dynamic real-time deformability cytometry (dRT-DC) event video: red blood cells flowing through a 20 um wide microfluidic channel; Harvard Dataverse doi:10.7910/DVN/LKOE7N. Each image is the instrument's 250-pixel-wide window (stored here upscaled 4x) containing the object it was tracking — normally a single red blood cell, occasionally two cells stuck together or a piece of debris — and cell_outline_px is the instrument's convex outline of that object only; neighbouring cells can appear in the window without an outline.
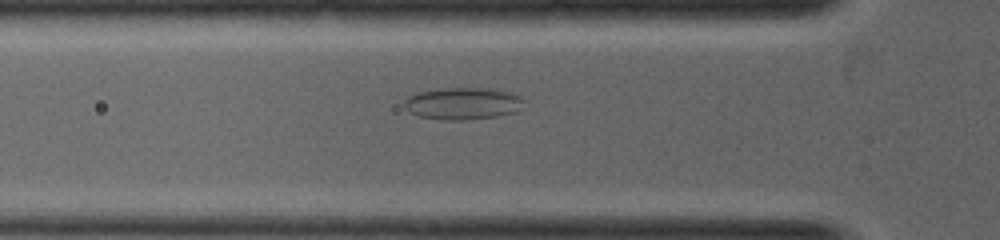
{"species": "common noctule bat (a hibernating species)", "species_latin": "Nyctalus noctula", "temperature_condition": "warm", "stored_images_in_passage": 15, "segment_of_instrument_passage": [1, 2], "camera_frame_rate_fps": 5000, "um_per_image_px": 0.085, "animal": {"sex": "female", "body_mass_g": 19.0, "forearm_length_mm": 53.3}, "frame": {"image": 1, "passage_image": 7, "time_ms": 1.2, "image_size_px": [1000, 240], "cell_outline_px": [[528, 100], [516, 112], [500, 116], [464, 120], [444, 120], [420, 116], [408, 112], [404, 108], [404, 100], [408, 96], [416, 92], [444, 88], [500, 88], [520, 92]], "centroid_in_image_um": [39.46, 8.77], "position_along_channel_um": 86.3, "area_um2": 23.29}}
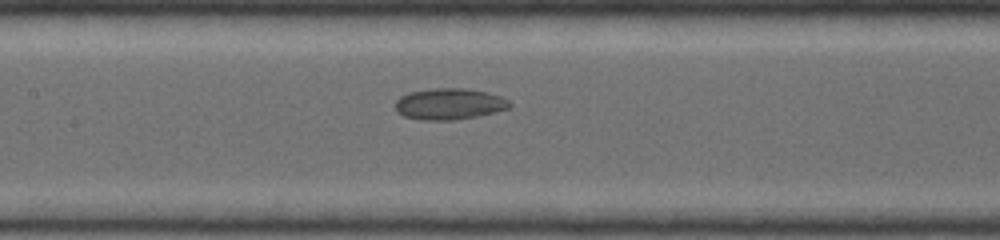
{"frame": {"image": 2, "passage_image": 11, "time_ms": 2.2, "image_size_px": [1000, 240], "cell_outline_px": [[512, 104], [508, 108], [496, 112], [480, 116], [456, 120], [420, 120], [404, 116], [396, 112], [396, 100], [400, 96], [408, 92], [432, 88], [464, 88], [488, 92], [500, 96], [508, 100]], "centroid_in_image_um": [38.18, 8.84], "position_along_channel_um": 169.2, "area_um2": 21.1}}
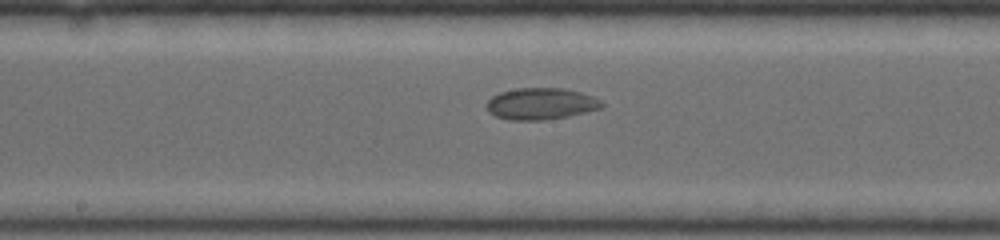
{"frame": {"image": 3, "passage_image": 13, "time_ms": 2.6, "image_size_px": [1000, 240], "cell_outline_px": [[604, 104], [600, 108], [568, 116], [544, 120], [508, 120], [496, 116], [488, 112], [488, 100], [492, 96], [500, 92], [520, 88], [564, 88], [580, 92], [592, 96], [600, 100]], "centroid_in_image_um": [45.96, 8.82], "position_along_channel_um": 202.2, "area_um2": 21.04}}